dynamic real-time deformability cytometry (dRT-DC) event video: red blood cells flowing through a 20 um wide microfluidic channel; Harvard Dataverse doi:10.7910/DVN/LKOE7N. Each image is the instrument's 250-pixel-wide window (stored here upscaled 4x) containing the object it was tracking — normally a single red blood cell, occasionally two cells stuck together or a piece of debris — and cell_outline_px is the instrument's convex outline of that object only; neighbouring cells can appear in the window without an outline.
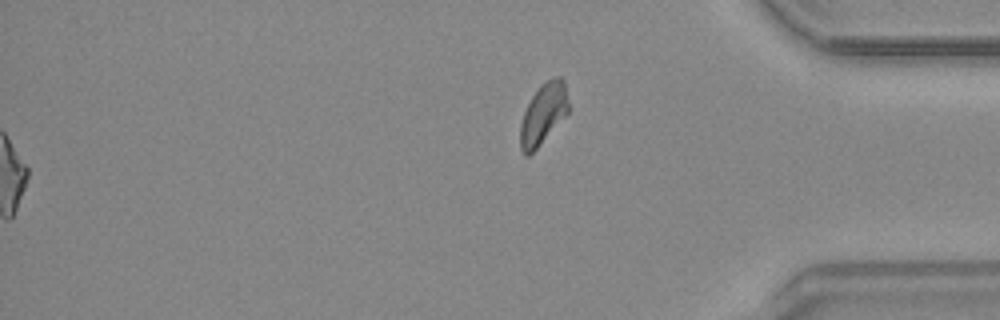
{"species": "common noctule bat (a hibernating species)", "species_latin": "Nyctalus noctula", "temperature_condition": "warm", "stored_images_in_passage": 55, "segment_of_instrument_passage": [2, 2], "camera_frame_rate_fps": 3000, "um_per_image_px": 0.085, "animal": {"sex": "male", "body_mass_g": 20.4}, "frame": {"image": 1, "passage_image": 55, "time_ms": 18.0, "image_size_px": [1000, 320], "cell_outline_px": [[572, 108], [540, 144], [528, 156], [524, 156], [520, 148], [520, 124], [524, 112], [532, 96], [540, 84], [556, 76], [560, 76], [564, 84]], "centroid_in_image_um": [46.19, 9.67], "position_along_channel_um": 389.0, "area_um2": 17.11}}